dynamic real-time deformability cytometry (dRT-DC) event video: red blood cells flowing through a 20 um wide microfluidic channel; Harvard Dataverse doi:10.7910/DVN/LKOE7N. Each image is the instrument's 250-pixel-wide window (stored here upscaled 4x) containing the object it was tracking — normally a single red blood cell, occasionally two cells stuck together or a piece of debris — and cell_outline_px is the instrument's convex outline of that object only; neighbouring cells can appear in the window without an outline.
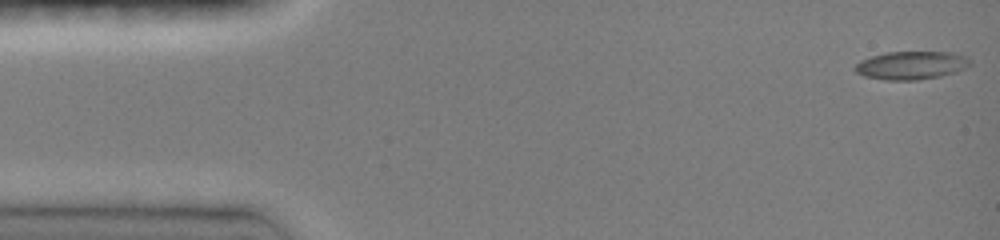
{"species": "common noctule bat (a hibernating species)", "species_latin": "Nyctalus noctula", "temperature_condition": "room temperature", "stored_images_in_passage": 8, "camera_frame_rate_fps": 3000, "um_per_image_px": 0.085, "animal": {"sex": "female", "body_mass_g": 19.0, "forearm_length_mm": 51.5}, "frame": {"image": 1, "passage_image": 1, "time_ms": 0.0, "image_size_px": [1000, 240], "cell_outline_px": [[972, 64], [956, 72], [940, 76], [916, 80], [884, 80], [864, 76], [856, 72], [852, 68], [860, 60], [884, 52], [952, 52], [964, 56], [972, 60]], "centroid_in_image_um": [77.44, 5.55], "position_along_channel_um": 7.6, "area_um2": 19.02}}